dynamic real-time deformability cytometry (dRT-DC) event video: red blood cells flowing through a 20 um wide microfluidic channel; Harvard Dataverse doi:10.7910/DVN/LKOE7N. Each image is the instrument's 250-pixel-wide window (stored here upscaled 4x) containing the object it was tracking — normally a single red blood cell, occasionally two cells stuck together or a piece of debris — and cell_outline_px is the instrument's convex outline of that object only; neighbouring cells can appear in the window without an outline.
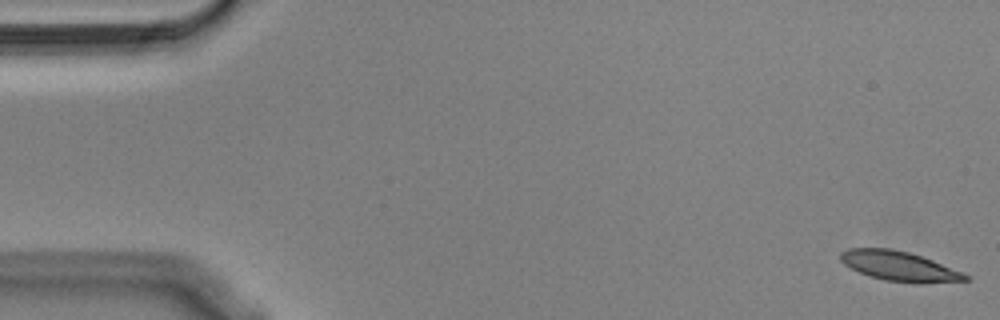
{"species": "Egyptian fruit bat (a non-hibernating species)", "species_latin": "Rousettus aegyptiacus", "temperature_condition": "cold", "stored_images_in_passage": 16, "camera_frame_rate_fps": 3000, "um_per_image_px": 0.085, "animal": {"sex": "male"}, "frame": {"image": 1, "passage_image": 1, "time_ms": 0.0, "image_size_px": [1000, 320], "cell_outline_px": [[972, 276], [968, 280], [920, 284], [916, 284], [884, 280], [860, 272], [844, 264], [840, 260], [840, 252], [848, 248], [892, 248], [908, 252], [932, 260]], "centroid_in_image_um": [76.45, 22.63], "position_along_channel_um": 8.5, "area_um2": 21.62}}
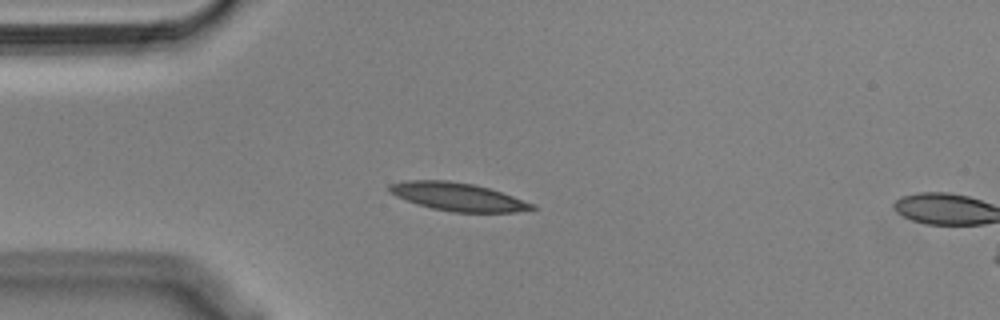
{"frame": {"image": 2, "passage_image": 14, "time_ms": 4.333, "image_size_px": [1000, 320], "cell_outline_px": [[536, 208], [516, 212], [452, 212], [432, 208], [416, 204], [396, 196], [388, 192], [388, 184], [404, 180], [448, 180], [472, 184], [488, 188], [536, 204]], "centroid_in_image_um": [38.86, 16.72], "position_along_channel_um": 46.1, "area_um2": 23.35}}